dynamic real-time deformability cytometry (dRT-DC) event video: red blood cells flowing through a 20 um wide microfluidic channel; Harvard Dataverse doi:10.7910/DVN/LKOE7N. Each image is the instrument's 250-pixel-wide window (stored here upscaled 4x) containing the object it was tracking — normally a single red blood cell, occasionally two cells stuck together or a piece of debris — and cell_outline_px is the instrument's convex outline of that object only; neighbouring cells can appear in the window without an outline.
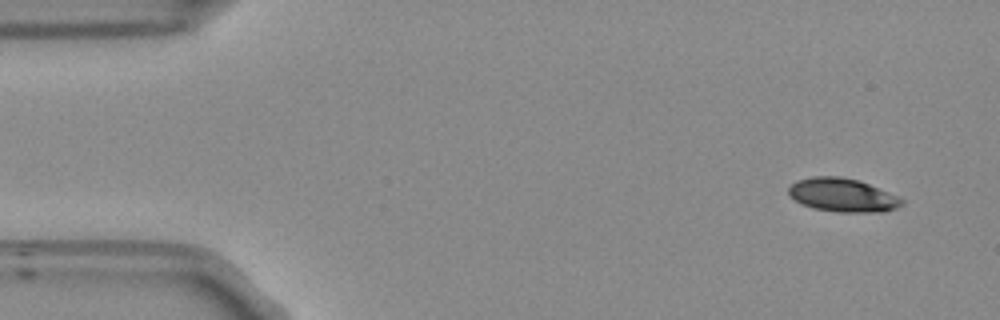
{"species": "Egyptian fruit bat (a non-hibernating species)", "species_latin": "Rousettus aegyptiacus", "temperature_condition": "room temperature", "stored_images_in_passage": 51, "camera_frame_rate_fps": 3000, "um_per_image_px": 0.085, "frame": {"image": 1, "passage_image": 1, "time_ms": 0.0, "image_size_px": [1000, 320], "cell_outline_px": [[904, 204], [896, 208], [884, 212], [840, 212], [812, 208], [800, 204], [788, 196], [788, 188], [796, 180], [812, 176], [840, 176], [860, 180], [896, 196], [904, 200]], "centroid_in_image_um": [71.57, 16.58], "position_along_channel_um": 13.4, "area_um2": 22.31}}
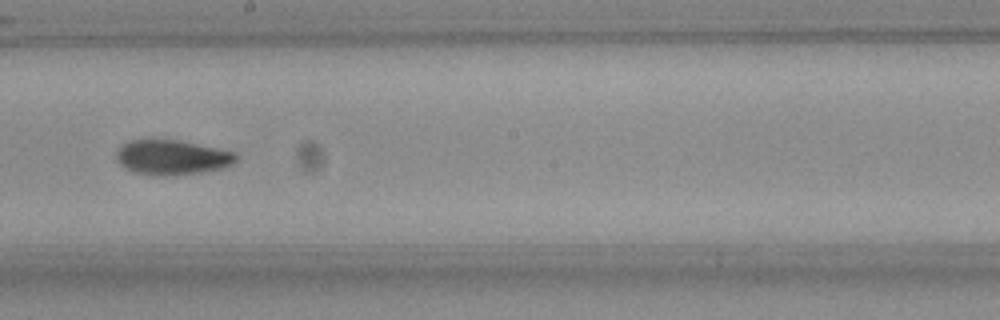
{"frame": {"image": 2, "passage_image": 27, "time_ms": 8.667, "image_size_px": [1000, 320], "cell_outline_px": [[236, 160], [232, 164], [224, 168], [200, 172], [136, 172], [124, 168], [116, 160], [116, 152], [128, 140], [176, 140], [236, 152]], "centroid_in_image_um": [14.63, 13.32], "position_along_channel_um": 233.6, "area_um2": 23.0}}
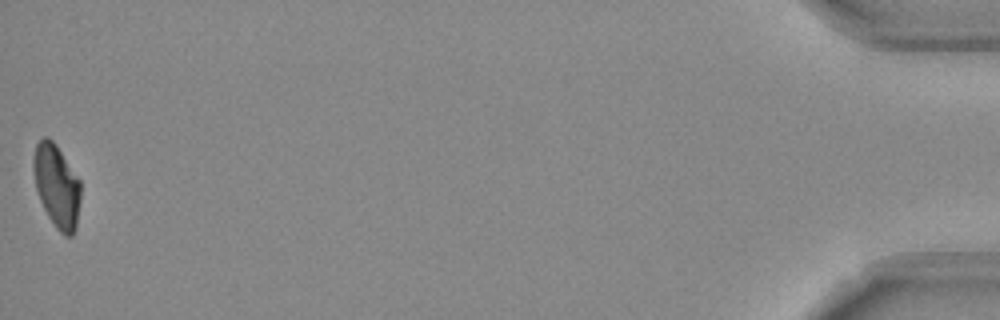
{"frame": {"image": 3, "passage_image": 51, "time_ms": 16.667, "image_size_px": [1000, 320], "cell_outline_px": [[80, 200], [76, 228], [72, 236], [64, 236], [56, 228], [48, 216], [40, 200], [36, 188], [32, 168], [32, 160], [36, 144], [44, 136], [48, 136], [56, 144], [80, 180]], "centroid_in_image_um": [4.81, 15.8], "position_along_channel_um": 430.4, "area_um2": 22.95}, "authors_computed_cell_mechanics": {"area_um2": 23.5246, "velocity_mm_per_s": 3.7445, "shape_relaxation_time_tau1_ms": 4.1521, "shape_relaxation_time_tau2_ms": 3.6851, "deformation_change_tau1": 0.1435, "deformation_change_tau2": 0.0896}}